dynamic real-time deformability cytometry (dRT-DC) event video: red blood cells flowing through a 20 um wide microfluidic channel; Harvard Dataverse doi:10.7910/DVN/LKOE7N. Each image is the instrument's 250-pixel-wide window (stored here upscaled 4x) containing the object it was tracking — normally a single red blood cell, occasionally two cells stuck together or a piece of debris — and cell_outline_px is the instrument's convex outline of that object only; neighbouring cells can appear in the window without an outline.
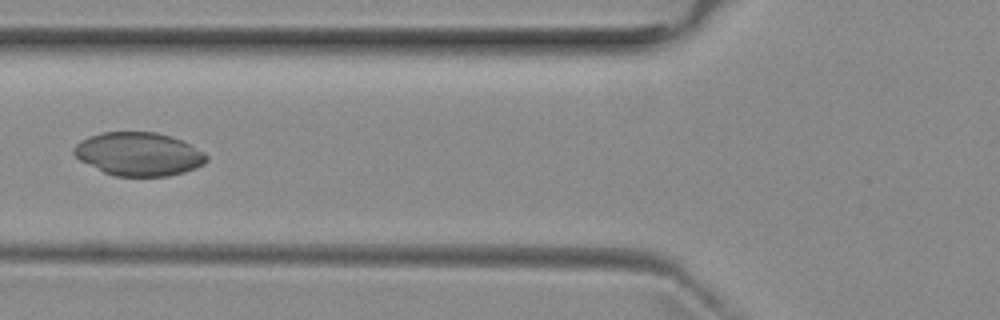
{"species": "common noctule bat (a hibernating species)", "species_latin": "Nyctalus noctula", "temperature_condition": "room temperature", "stored_images_in_passage": 4, "camera_frame_rate_fps": 3000, "um_per_image_px": 0.085, "animal": {"sex": "female", "body_mass_g": 29.2, "forearm_length_mm": 56.3}, "frame": {"image": 1, "passage_image": 4, "time_ms": 3.667, "image_size_px": [1000, 320], "cell_outline_px": [[208, 160], [204, 164], [196, 168], [184, 172], [168, 176], [116, 176], [104, 172], [80, 160], [72, 152], [72, 148], [80, 140], [88, 136], [104, 132], [156, 132], [180, 140], [204, 152], [208, 156]], "centroid_in_image_um": [11.77, 13.09], "position_along_channel_um": 114.0, "area_um2": 33.41}}